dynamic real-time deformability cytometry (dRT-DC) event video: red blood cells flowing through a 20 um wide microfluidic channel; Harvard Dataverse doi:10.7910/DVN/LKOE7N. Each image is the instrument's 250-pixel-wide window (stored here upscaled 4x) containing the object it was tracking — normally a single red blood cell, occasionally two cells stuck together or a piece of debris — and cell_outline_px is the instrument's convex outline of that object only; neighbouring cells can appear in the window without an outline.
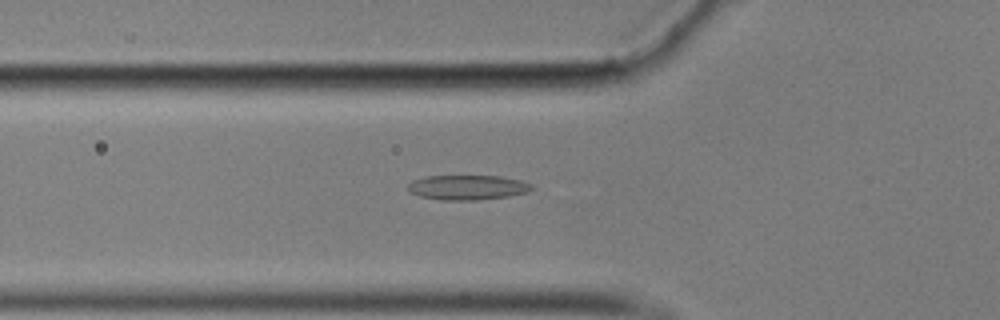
{"species": "common noctule bat (a hibernating species)", "species_latin": "Nyctalus noctula", "temperature_condition": "cold", "stored_images_in_passage": 40, "camera_frame_rate_fps": 3000, "um_per_image_px": 0.085, "animal": {"sex": "male", "body_mass_g": 17.9}, "frame": {"image": 1, "passage_image": 3, "time_ms": 0.667, "image_size_px": [1000, 320], "cell_outline_px": [[532, 188], [528, 192], [508, 196], [476, 200], [440, 200], [420, 196], [408, 192], [408, 184], [412, 180], [428, 176], [500, 176], [520, 180], [532, 184]], "centroid_in_image_um": [39.71, 15.93], "position_along_channel_um": 86.1, "area_um2": 17.86}}
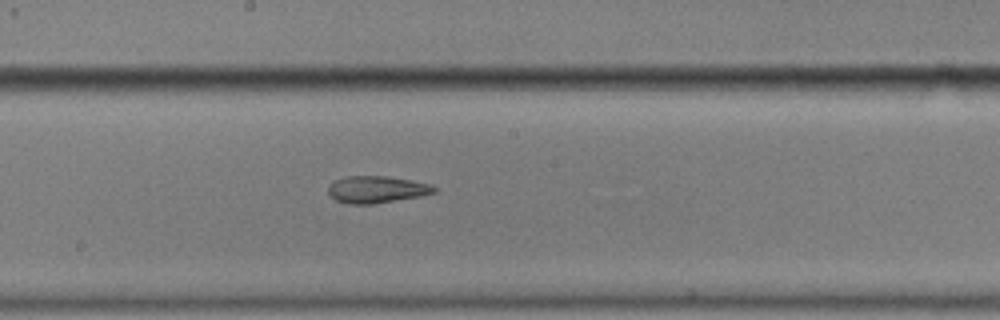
{"frame": {"image": 2, "passage_image": 14, "time_ms": 4.333, "image_size_px": [1000, 320], "cell_outline_px": [[436, 192], [420, 196], [372, 204], [348, 204], [336, 200], [328, 192], [328, 188], [332, 180], [348, 176], [388, 176], [412, 180], [428, 184], [436, 188]], "centroid_in_image_um": [31.98, 16.1], "position_along_channel_um": 216.2, "area_um2": 16.59}}
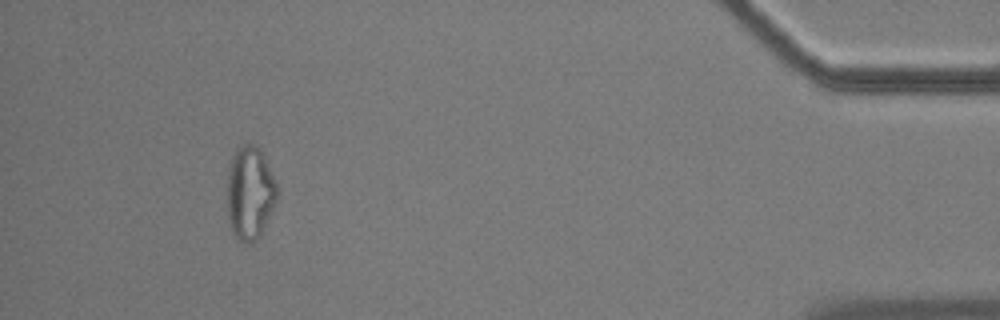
{"frame": {"image": 3, "passage_image": 36, "time_ms": 11.667, "image_size_px": [1000, 320], "cell_outline_px": [[276, 200], [272, 212], [256, 240], [252, 244], [244, 244], [236, 240], [232, 232], [228, 220], [228, 168], [232, 156], [240, 144], [256, 144], [260, 148], [276, 180]], "centroid_in_image_um": [21.23, 16.4], "position_along_channel_um": 414.0, "area_um2": 27.34}, "authors_computed_cell_mechanics": {"area_um2": 18.2359, "velocity_mm_per_s": 3.5253, "shape_relaxation_time_tau1_ms": null, "shape_relaxation_time_tau2_ms": 4.3311, "deformation_change_tau1": null, "deformation_change_tau2": 0.1405}}